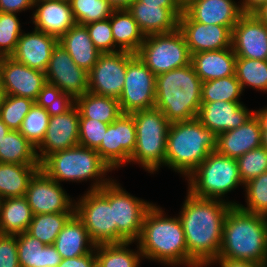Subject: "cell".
<instances>
[{"label":"cell","instance_id":"cell-1","mask_svg":"<svg viewBox=\"0 0 267 267\" xmlns=\"http://www.w3.org/2000/svg\"><path fill=\"white\" fill-rule=\"evenodd\" d=\"M178 216L185 235L188 255L200 266L216 259L220 252L223 224L237 203L194 197L188 192Z\"/></svg>","mask_w":267,"mask_h":267},{"label":"cell","instance_id":"cell-2","mask_svg":"<svg viewBox=\"0 0 267 267\" xmlns=\"http://www.w3.org/2000/svg\"><path fill=\"white\" fill-rule=\"evenodd\" d=\"M161 208L152 205L146 212L137 248L142 257L165 265L200 267L189 255L179 217L167 218Z\"/></svg>","mask_w":267,"mask_h":267},{"label":"cell","instance_id":"cell-3","mask_svg":"<svg viewBox=\"0 0 267 267\" xmlns=\"http://www.w3.org/2000/svg\"><path fill=\"white\" fill-rule=\"evenodd\" d=\"M217 258L267 265V217L232 206L224 220Z\"/></svg>","mask_w":267,"mask_h":267},{"label":"cell","instance_id":"cell-4","mask_svg":"<svg viewBox=\"0 0 267 267\" xmlns=\"http://www.w3.org/2000/svg\"><path fill=\"white\" fill-rule=\"evenodd\" d=\"M202 81L192 64L156 75L155 108L172 123L197 117Z\"/></svg>","mask_w":267,"mask_h":267},{"label":"cell","instance_id":"cell-5","mask_svg":"<svg viewBox=\"0 0 267 267\" xmlns=\"http://www.w3.org/2000/svg\"><path fill=\"white\" fill-rule=\"evenodd\" d=\"M217 150V136L203 126L197 118L170 123L165 165L186 178Z\"/></svg>","mask_w":267,"mask_h":267},{"label":"cell","instance_id":"cell-6","mask_svg":"<svg viewBox=\"0 0 267 267\" xmlns=\"http://www.w3.org/2000/svg\"><path fill=\"white\" fill-rule=\"evenodd\" d=\"M40 169L58 183L93 179L95 182L90 190H99L111 181L104 176L112 169L100 158L99 153L80 145L48 155L40 163Z\"/></svg>","mask_w":267,"mask_h":267},{"label":"cell","instance_id":"cell-7","mask_svg":"<svg viewBox=\"0 0 267 267\" xmlns=\"http://www.w3.org/2000/svg\"><path fill=\"white\" fill-rule=\"evenodd\" d=\"M136 126V145L130 162H137L150 173L165 165L167 133L170 121L157 108L131 114Z\"/></svg>","mask_w":267,"mask_h":267},{"label":"cell","instance_id":"cell-8","mask_svg":"<svg viewBox=\"0 0 267 267\" xmlns=\"http://www.w3.org/2000/svg\"><path fill=\"white\" fill-rule=\"evenodd\" d=\"M188 192L194 197L223 200L225 194L244 185L235 158L211 152L187 177Z\"/></svg>","mask_w":267,"mask_h":267},{"label":"cell","instance_id":"cell-9","mask_svg":"<svg viewBox=\"0 0 267 267\" xmlns=\"http://www.w3.org/2000/svg\"><path fill=\"white\" fill-rule=\"evenodd\" d=\"M137 56L155 75L191 64V53L179 29L145 36Z\"/></svg>","mask_w":267,"mask_h":267},{"label":"cell","instance_id":"cell-10","mask_svg":"<svg viewBox=\"0 0 267 267\" xmlns=\"http://www.w3.org/2000/svg\"><path fill=\"white\" fill-rule=\"evenodd\" d=\"M113 205L114 223L117 225V243L139 239L146 212L153 205L124 191L114 180L99 189Z\"/></svg>","mask_w":267,"mask_h":267},{"label":"cell","instance_id":"cell-11","mask_svg":"<svg viewBox=\"0 0 267 267\" xmlns=\"http://www.w3.org/2000/svg\"><path fill=\"white\" fill-rule=\"evenodd\" d=\"M74 203L76 216L83 222L96 245L117 243L113 205L99 190H88Z\"/></svg>","mask_w":267,"mask_h":267},{"label":"cell","instance_id":"cell-12","mask_svg":"<svg viewBox=\"0 0 267 267\" xmlns=\"http://www.w3.org/2000/svg\"><path fill=\"white\" fill-rule=\"evenodd\" d=\"M156 75L134 54L127 61L122 94L118 101L123 114L155 107Z\"/></svg>","mask_w":267,"mask_h":267},{"label":"cell","instance_id":"cell-13","mask_svg":"<svg viewBox=\"0 0 267 267\" xmlns=\"http://www.w3.org/2000/svg\"><path fill=\"white\" fill-rule=\"evenodd\" d=\"M133 55L125 51L101 53L88 72V91L119 99L124 86L127 61Z\"/></svg>","mask_w":267,"mask_h":267},{"label":"cell","instance_id":"cell-14","mask_svg":"<svg viewBox=\"0 0 267 267\" xmlns=\"http://www.w3.org/2000/svg\"><path fill=\"white\" fill-rule=\"evenodd\" d=\"M136 145V126L131 114H121L105 132L96 149L100 158L113 170L128 163Z\"/></svg>","mask_w":267,"mask_h":267},{"label":"cell","instance_id":"cell-15","mask_svg":"<svg viewBox=\"0 0 267 267\" xmlns=\"http://www.w3.org/2000/svg\"><path fill=\"white\" fill-rule=\"evenodd\" d=\"M65 192L60 183L40 169L29 182L25 197L33 215L75 212V204Z\"/></svg>","mask_w":267,"mask_h":267},{"label":"cell","instance_id":"cell-16","mask_svg":"<svg viewBox=\"0 0 267 267\" xmlns=\"http://www.w3.org/2000/svg\"><path fill=\"white\" fill-rule=\"evenodd\" d=\"M45 75L47 83L57 86L74 99L88 92V72L78 67L59 43L53 49Z\"/></svg>","mask_w":267,"mask_h":267},{"label":"cell","instance_id":"cell-17","mask_svg":"<svg viewBox=\"0 0 267 267\" xmlns=\"http://www.w3.org/2000/svg\"><path fill=\"white\" fill-rule=\"evenodd\" d=\"M0 79L4 95L27 97L34 101L47 83L45 72L21 64L11 56L0 61Z\"/></svg>","mask_w":267,"mask_h":267},{"label":"cell","instance_id":"cell-18","mask_svg":"<svg viewBox=\"0 0 267 267\" xmlns=\"http://www.w3.org/2000/svg\"><path fill=\"white\" fill-rule=\"evenodd\" d=\"M178 29L183 33L192 54L232 47V28L193 21L184 11Z\"/></svg>","mask_w":267,"mask_h":267},{"label":"cell","instance_id":"cell-19","mask_svg":"<svg viewBox=\"0 0 267 267\" xmlns=\"http://www.w3.org/2000/svg\"><path fill=\"white\" fill-rule=\"evenodd\" d=\"M236 57L267 60V26L255 14H243L232 29Z\"/></svg>","mask_w":267,"mask_h":267},{"label":"cell","instance_id":"cell-20","mask_svg":"<svg viewBox=\"0 0 267 267\" xmlns=\"http://www.w3.org/2000/svg\"><path fill=\"white\" fill-rule=\"evenodd\" d=\"M79 110L74 106L67 113L49 118L45 138L36 148L41 163L48 155L79 145Z\"/></svg>","mask_w":267,"mask_h":267},{"label":"cell","instance_id":"cell-21","mask_svg":"<svg viewBox=\"0 0 267 267\" xmlns=\"http://www.w3.org/2000/svg\"><path fill=\"white\" fill-rule=\"evenodd\" d=\"M253 115L240 101L201 103L197 120L216 136L240 127Z\"/></svg>","mask_w":267,"mask_h":267},{"label":"cell","instance_id":"cell-22","mask_svg":"<svg viewBox=\"0 0 267 267\" xmlns=\"http://www.w3.org/2000/svg\"><path fill=\"white\" fill-rule=\"evenodd\" d=\"M128 11L133 15L141 32L148 36L176 31L183 8H164L161 5L145 4L134 0Z\"/></svg>","mask_w":267,"mask_h":267},{"label":"cell","instance_id":"cell-23","mask_svg":"<svg viewBox=\"0 0 267 267\" xmlns=\"http://www.w3.org/2000/svg\"><path fill=\"white\" fill-rule=\"evenodd\" d=\"M183 11L196 22L233 27L243 15L233 0H187Z\"/></svg>","mask_w":267,"mask_h":267},{"label":"cell","instance_id":"cell-24","mask_svg":"<svg viewBox=\"0 0 267 267\" xmlns=\"http://www.w3.org/2000/svg\"><path fill=\"white\" fill-rule=\"evenodd\" d=\"M58 38L44 32L34 30L22 33L16 49L11 57L30 68L45 72Z\"/></svg>","mask_w":267,"mask_h":267},{"label":"cell","instance_id":"cell-25","mask_svg":"<svg viewBox=\"0 0 267 267\" xmlns=\"http://www.w3.org/2000/svg\"><path fill=\"white\" fill-rule=\"evenodd\" d=\"M33 23L36 30L58 39L76 24L69 0H35Z\"/></svg>","mask_w":267,"mask_h":267},{"label":"cell","instance_id":"cell-26","mask_svg":"<svg viewBox=\"0 0 267 267\" xmlns=\"http://www.w3.org/2000/svg\"><path fill=\"white\" fill-rule=\"evenodd\" d=\"M259 147H261V129L254 115L240 127L225 131L217 136L216 151L223 156L237 159L248 151Z\"/></svg>","mask_w":267,"mask_h":267},{"label":"cell","instance_id":"cell-27","mask_svg":"<svg viewBox=\"0 0 267 267\" xmlns=\"http://www.w3.org/2000/svg\"><path fill=\"white\" fill-rule=\"evenodd\" d=\"M236 55L232 49L203 51L191 55V64L202 82L235 75Z\"/></svg>","mask_w":267,"mask_h":267},{"label":"cell","instance_id":"cell-28","mask_svg":"<svg viewBox=\"0 0 267 267\" xmlns=\"http://www.w3.org/2000/svg\"><path fill=\"white\" fill-rule=\"evenodd\" d=\"M58 43L69 53L78 67L89 72L98 61L100 52L93 45L85 25L76 23L63 36Z\"/></svg>","mask_w":267,"mask_h":267},{"label":"cell","instance_id":"cell-29","mask_svg":"<svg viewBox=\"0 0 267 267\" xmlns=\"http://www.w3.org/2000/svg\"><path fill=\"white\" fill-rule=\"evenodd\" d=\"M62 259L89 254L96 244L90 239L83 222L74 214L59 232L53 244ZM92 248V249H91Z\"/></svg>","mask_w":267,"mask_h":267},{"label":"cell","instance_id":"cell-30","mask_svg":"<svg viewBox=\"0 0 267 267\" xmlns=\"http://www.w3.org/2000/svg\"><path fill=\"white\" fill-rule=\"evenodd\" d=\"M17 250L20 267H57L62 261L54 245H45L27 232L17 235Z\"/></svg>","mask_w":267,"mask_h":267},{"label":"cell","instance_id":"cell-31","mask_svg":"<svg viewBox=\"0 0 267 267\" xmlns=\"http://www.w3.org/2000/svg\"><path fill=\"white\" fill-rule=\"evenodd\" d=\"M112 35L117 49L137 54L145 35L128 9L114 10L109 17Z\"/></svg>","mask_w":267,"mask_h":267},{"label":"cell","instance_id":"cell-32","mask_svg":"<svg viewBox=\"0 0 267 267\" xmlns=\"http://www.w3.org/2000/svg\"><path fill=\"white\" fill-rule=\"evenodd\" d=\"M33 212L25 196L0 200V233L18 235L26 232Z\"/></svg>","mask_w":267,"mask_h":267},{"label":"cell","instance_id":"cell-33","mask_svg":"<svg viewBox=\"0 0 267 267\" xmlns=\"http://www.w3.org/2000/svg\"><path fill=\"white\" fill-rule=\"evenodd\" d=\"M40 165L0 163V200L25 196L29 182Z\"/></svg>","mask_w":267,"mask_h":267},{"label":"cell","instance_id":"cell-34","mask_svg":"<svg viewBox=\"0 0 267 267\" xmlns=\"http://www.w3.org/2000/svg\"><path fill=\"white\" fill-rule=\"evenodd\" d=\"M75 106L79 110L80 118L96 119L107 124H111L122 114L117 98L100 96L89 91L75 99Z\"/></svg>","mask_w":267,"mask_h":267},{"label":"cell","instance_id":"cell-35","mask_svg":"<svg viewBox=\"0 0 267 267\" xmlns=\"http://www.w3.org/2000/svg\"><path fill=\"white\" fill-rule=\"evenodd\" d=\"M37 153L18 130H10L0 141V163L40 165Z\"/></svg>","mask_w":267,"mask_h":267},{"label":"cell","instance_id":"cell-36","mask_svg":"<svg viewBox=\"0 0 267 267\" xmlns=\"http://www.w3.org/2000/svg\"><path fill=\"white\" fill-rule=\"evenodd\" d=\"M132 242L98 244L95 246L96 260L100 267H138L142 259L140 249L127 248Z\"/></svg>","mask_w":267,"mask_h":267},{"label":"cell","instance_id":"cell-37","mask_svg":"<svg viewBox=\"0 0 267 267\" xmlns=\"http://www.w3.org/2000/svg\"><path fill=\"white\" fill-rule=\"evenodd\" d=\"M75 212H60L33 215L27 233L45 245H53L59 232Z\"/></svg>","mask_w":267,"mask_h":267},{"label":"cell","instance_id":"cell-38","mask_svg":"<svg viewBox=\"0 0 267 267\" xmlns=\"http://www.w3.org/2000/svg\"><path fill=\"white\" fill-rule=\"evenodd\" d=\"M235 75L242 91L246 86L267 91V60L237 57Z\"/></svg>","mask_w":267,"mask_h":267},{"label":"cell","instance_id":"cell-39","mask_svg":"<svg viewBox=\"0 0 267 267\" xmlns=\"http://www.w3.org/2000/svg\"><path fill=\"white\" fill-rule=\"evenodd\" d=\"M236 75L202 82L201 102L239 101L242 94Z\"/></svg>","mask_w":267,"mask_h":267},{"label":"cell","instance_id":"cell-40","mask_svg":"<svg viewBox=\"0 0 267 267\" xmlns=\"http://www.w3.org/2000/svg\"><path fill=\"white\" fill-rule=\"evenodd\" d=\"M76 23L86 25L108 19L115 10L107 0H69Z\"/></svg>","mask_w":267,"mask_h":267},{"label":"cell","instance_id":"cell-41","mask_svg":"<svg viewBox=\"0 0 267 267\" xmlns=\"http://www.w3.org/2000/svg\"><path fill=\"white\" fill-rule=\"evenodd\" d=\"M49 118L46 109L34 103L23 119L19 132L37 148L45 138Z\"/></svg>","mask_w":267,"mask_h":267},{"label":"cell","instance_id":"cell-42","mask_svg":"<svg viewBox=\"0 0 267 267\" xmlns=\"http://www.w3.org/2000/svg\"><path fill=\"white\" fill-rule=\"evenodd\" d=\"M35 103L46 109L50 117L67 113L75 106V99L62 92L57 86L46 83Z\"/></svg>","mask_w":267,"mask_h":267},{"label":"cell","instance_id":"cell-43","mask_svg":"<svg viewBox=\"0 0 267 267\" xmlns=\"http://www.w3.org/2000/svg\"><path fill=\"white\" fill-rule=\"evenodd\" d=\"M35 103L27 97L4 95L0 104V118L10 130H18L22 121Z\"/></svg>","mask_w":267,"mask_h":267},{"label":"cell","instance_id":"cell-44","mask_svg":"<svg viewBox=\"0 0 267 267\" xmlns=\"http://www.w3.org/2000/svg\"><path fill=\"white\" fill-rule=\"evenodd\" d=\"M244 185L247 207L241 204L237 206L246 212L267 217V171Z\"/></svg>","mask_w":267,"mask_h":267},{"label":"cell","instance_id":"cell-45","mask_svg":"<svg viewBox=\"0 0 267 267\" xmlns=\"http://www.w3.org/2000/svg\"><path fill=\"white\" fill-rule=\"evenodd\" d=\"M16 13L0 12V55L10 57L23 33Z\"/></svg>","mask_w":267,"mask_h":267},{"label":"cell","instance_id":"cell-46","mask_svg":"<svg viewBox=\"0 0 267 267\" xmlns=\"http://www.w3.org/2000/svg\"><path fill=\"white\" fill-rule=\"evenodd\" d=\"M239 174L243 184L267 171V149H252L237 159Z\"/></svg>","mask_w":267,"mask_h":267},{"label":"cell","instance_id":"cell-47","mask_svg":"<svg viewBox=\"0 0 267 267\" xmlns=\"http://www.w3.org/2000/svg\"><path fill=\"white\" fill-rule=\"evenodd\" d=\"M93 45L100 53H111L120 51L116 49V45L112 35L110 19L94 21L85 25Z\"/></svg>","mask_w":267,"mask_h":267},{"label":"cell","instance_id":"cell-48","mask_svg":"<svg viewBox=\"0 0 267 267\" xmlns=\"http://www.w3.org/2000/svg\"><path fill=\"white\" fill-rule=\"evenodd\" d=\"M108 124L96 119L80 118L79 145L96 150L105 135Z\"/></svg>","mask_w":267,"mask_h":267},{"label":"cell","instance_id":"cell-49","mask_svg":"<svg viewBox=\"0 0 267 267\" xmlns=\"http://www.w3.org/2000/svg\"><path fill=\"white\" fill-rule=\"evenodd\" d=\"M0 267H20L17 235L0 233Z\"/></svg>","mask_w":267,"mask_h":267},{"label":"cell","instance_id":"cell-50","mask_svg":"<svg viewBox=\"0 0 267 267\" xmlns=\"http://www.w3.org/2000/svg\"><path fill=\"white\" fill-rule=\"evenodd\" d=\"M97 264L95 249L89 254L62 259L57 267H94Z\"/></svg>","mask_w":267,"mask_h":267},{"label":"cell","instance_id":"cell-51","mask_svg":"<svg viewBox=\"0 0 267 267\" xmlns=\"http://www.w3.org/2000/svg\"><path fill=\"white\" fill-rule=\"evenodd\" d=\"M35 0H0V12L18 13L34 7Z\"/></svg>","mask_w":267,"mask_h":267},{"label":"cell","instance_id":"cell-52","mask_svg":"<svg viewBox=\"0 0 267 267\" xmlns=\"http://www.w3.org/2000/svg\"><path fill=\"white\" fill-rule=\"evenodd\" d=\"M212 263H218L221 267H267L266 264H260L257 262H249V261H236V260H229L226 258H216L211 261L208 265Z\"/></svg>","mask_w":267,"mask_h":267},{"label":"cell","instance_id":"cell-53","mask_svg":"<svg viewBox=\"0 0 267 267\" xmlns=\"http://www.w3.org/2000/svg\"><path fill=\"white\" fill-rule=\"evenodd\" d=\"M266 3L267 0H243L240 3V9L243 14H254Z\"/></svg>","mask_w":267,"mask_h":267},{"label":"cell","instance_id":"cell-54","mask_svg":"<svg viewBox=\"0 0 267 267\" xmlns=\"http://www.w3.org/2000/svg\"><path fill=\"white\" fill-rule=\"evenodd\" d=\"M141 3L161 5L164 8H183L181 0H139Z\"/></svg>","mask_w":267,"mask_h":267},{"label":"cell","instance_id":"cell-55","mask_svg":"<svg viewBox=\"0 0 267 267\" xmlns=\"http://www.w3.org/2000/svg\"><path fill=\"white\" fill-rule=\"evenodd\" d=\"M253 115L258 120L260 129L266 130L267 129V107L261 110L253 111Z\"/></svg>","mask_w":267,"mask_h":267},{"label":"cell","instance_id":"cell-56","mask_svg":"<svg viewBox=\"0 0 267 267\" xmlns=\"http://www.w3.org/2000/svg\"><path fill=\"white\" fill-rule=\"evenodd\" d=\"M115 10L128 9L134 0H107Z\"/></svg>","mask_w":267,"mask_h":267},{"label":"cell","instance_id":"cell-57","mask_svg":"<svg viewBox=\"0 0 267 267\" xmlns=\"http://www.w3.org/2000/svg\"><path fill=\"white\" fill-rule=\"evenodd\" d=\"M254 14L267 26V3Z\"/></svg>","mask_w":267,"mask_h":267},{"label":"cell","instance_id":"cell-58","mask_svg":"<svg viewBox=\"0 0 267 267\" xmlns=\"http://www.w3.org/2000/svg\"><path fill=\"white\" fill-rule=\"evenodd\" d=\"M10 129L6 126V124L0 118V141L3 139L5 135L8 134Z\"/></svg>","mask_w":267,"mask_h":267},{"label":"cell","instance_id":"cell-59","mask_svg":"<svg viewBox=\"0 0 267 267\" xmlns=\"http://www.w3.org/2000/svg\"><path fill=\"white\" fill-rule=\"evenodd\" d=\"M261 147L267 149V129L261 130Z\"/></svg>","mask_w":267,"mask_h":267},{"label":"cell","instance_id":"cell-60","mask_svg":"<svg viewBox=\"0 0 267 267\" xmlns=\"http://www.w3.org/2000/svg\"><path fill=\"white\" fill-rule=\"evenodd\" d=\"M4 97V91H3V86L1 84V79H0V104L2 103Z\"/></svg>","mask_w":267,"mask_h":267}]
</instances>
